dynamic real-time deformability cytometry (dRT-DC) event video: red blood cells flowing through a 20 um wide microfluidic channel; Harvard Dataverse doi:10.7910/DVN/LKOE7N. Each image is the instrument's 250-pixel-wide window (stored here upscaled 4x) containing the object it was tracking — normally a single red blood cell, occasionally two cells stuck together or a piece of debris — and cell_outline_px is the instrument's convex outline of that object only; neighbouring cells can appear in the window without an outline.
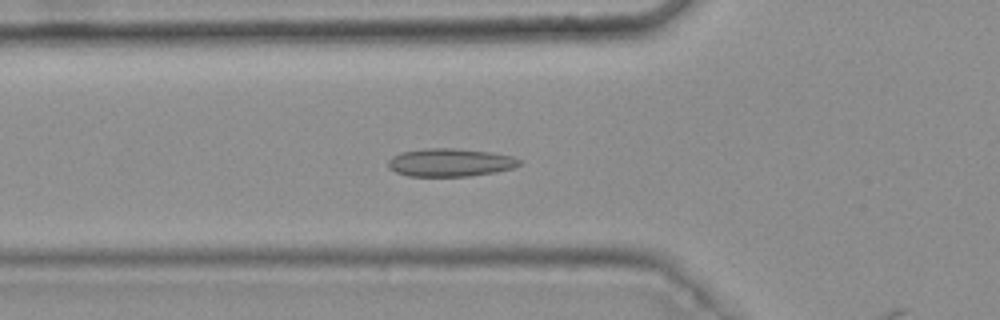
{"species": "common noctule bat (a hibernating species)", "species_latin": "Nyctalus noctula", "temperature_condition": "warm", "stored_images_in_passage": 45, "camera_frame_rate_fps": 3000, "um_per_image_px": 0.085, "animal": {"sex": "female", "body_mass_g": 25.1}, "frame": {"image": 1, "passage_image": 18, "time_ms": 5.667, "image_size_px": [1000, 320], "cell_outline_px": [[520, 164], [512, 168], [496, 172], [468, 176], [408, 176], [396, 172], [388, 168], [388, 160], [392, 156], [400, 152], [428, 148], [452, 148], [492, 152], [512, 156], [520, 160]], "centroid_in_image_um": [38.24, 13.81], "position_along_channel_um": 87.6, "area_um2": 21.44}}
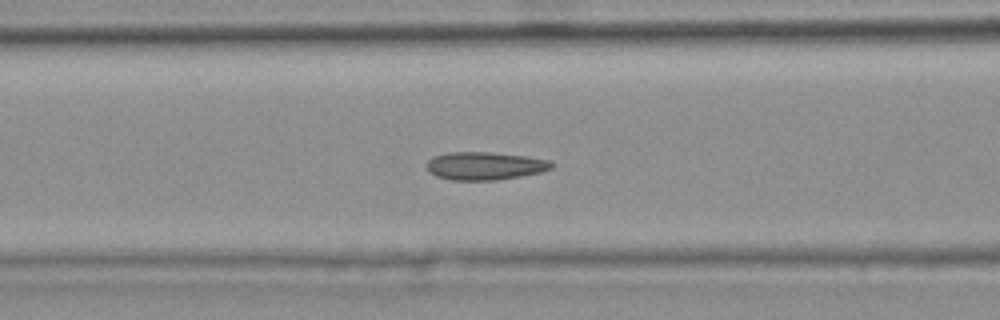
{"frame": {"image": 2, "passage_image": 21, "time_ms": 6.667, "image_size_px": [1000, 320], "cell_outline_px": [[556, 164], [552, 168], [540, 172], [520, 176], [496, 180], [452, 180], [436, 176], [428, 172], [424, 164], [432, 156], [448, 152], [492, 152], [528, 156], [548, 160]], "centroid_in_image_um": [41.18, 14.09], "position_along_channel_um": 125.4, "area_um2": 20.63}}
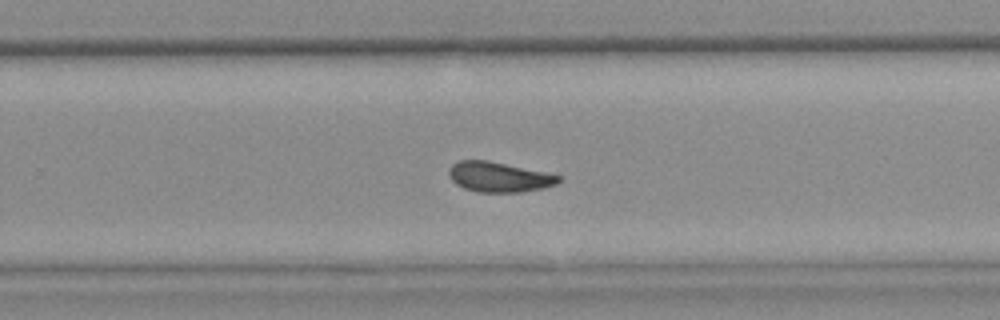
{"frame": {"image": 3, "passage_image": 34, "time_ms": 11.0, "image_size_px": [1000, 320], "cell_outline_px": [[560, 180], [556, 184], [544, 188], [520, 192], [480, 192], [464, 188], [456, 184], [448, 176], [448, 168], [452, 164], [460, 160], [488, 160], [544, 172], [560, 176]], "centroid_in_image_um": [42.37, 15.04], "position_along_channel_um": 287.4, "area_um2": 19.13}, "authors_computed_cell_mechanics": {"area_um2": 19.5942, "velocity_mm_per_s": 3.7438, "shape_relaxation_time_tau1_ms": 10.9213, "shape_relaxation_time_tau2_ms": 1.4224, "deformation_change_tau1": 0.1912, "deformation_change_tau2": 0.0628}}